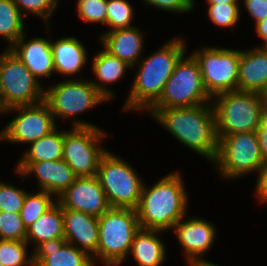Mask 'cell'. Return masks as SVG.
<instances>
[{
    "label": "cell",
    "instance_id": "ffe728a7",
    "mask_svg": "<svg viewBox=\"0 0 267 266\" xmlns=\"http://www.w3.org/2000/svg\"><path fill=\"white\" fill-rule=\"evenodd\" d=\"M267 83V47L240 53L237 90L260 93Z\"/></svg>",
    "mask_w": 267,
    "mask_h": 266
},
{
    "label": "cell",
    "instance_id": "7a4b0ae2",
    "mask_svg": "<svg viewBox=\"0 0 267 266\" xmlns=\"http://www.w3.org/2000/svg\"><path fill=\"white\" fill-rule=\"evenodd\" d=\"M179 172L164 176L151 188L143 184L136 213L141 229L166 231L187 214L188 194Z\"/></svg>",
    "mask_w": 267,
    "mask_h": 266
},
{
    "label": "cell",
    "instance_id": "d590c367",
    "mask_svg": "<svg viewBox=\"0 0 267 266\" xmlns=\"http://www.w3.org/2000/svg\"><path fill=\"white\" fill-rule=\"evenodd\" d=\"M148 5L165 11L185 13L190 12L194 8V0H143Z\"/></svg>",
    "mask_w": 267,
    "mask_h": 266
},
{
    "label": "cell",
    "instance_id": "b9f144b4",
    "mask_svg": "<svg viewBox=\"0 0 267 266\" xmlns=\"http://www.w3.org/2000/svg\"><path fill=\"white\" fill-rule=\"evenodd\" d=\"M239 0H207L208 4H219V3H238Z\"/></svg>",
    "mask_w": 267,
    "mask_h": 266
},
{
    "label": "cell",
    "instance_id": "4fadbf2b",
    "mask_svg": "<svg viewBox=\"0 0 267 266\" xmlns=\"http://www.w3.org/2000/svg\"><path fill=\"white\" fill-rule=\"evenodd\" d=\"M9 111H17L19 114L0 131V140L30 144L56 128L54 116L44 100L33 105L5 110Z\"/></svg>",
    "mask_w": 267,
    "mask_h": 266
},
{
    "label": "cell",
    "instance_id": "9c48e42d",
    "mask_svg": "<svg viewBox=\"0 0 267 266\" xmlns=\"http://www.w3.org/2000/svg\"><path fill=\"white\" fill-rule=\"evenodd\" d=\"M71 131L64 130L63 160L78 176H95L107 152L99 142L107 133L84 121H74Z\"/></svg>",
    "mask_w": 267,
    "mask_h": 266
},
{
    "label": "cell",
    "instance_id": "ac0fdd59",
    "mask_svg": "<svg viewBox=\"0 0 267 266\" xmlns=\"http://www.w3.org/2000/svg\"><path fill=\"white\" fill-rule=\"evenodd\" d=\"M184 219L176 223L174 232L184 248L188 262L201 259L213 245L216 236L215 227L211 222L201 218Z\"/></svg>",
    "mask_w": 267,
    "mask_h": 266
},
{
    "label": "cell",
    "instance_id": "f35d334b",
    "mask_svg": "<svg viewBox=\"0 0 267 266\" xmlns=\"http://www.w3.org/2000/svg\"><path fill=\"white\" fill-rule=\"evenodd\" d=\"M256 193L259 201L267 202V166L264 167L258 175Z\"/></svg>",
    "mask_w": 267,
    "mask_h": 266
},
{
    "label": "cell",
    "instance_id": "4dcf8cb0",
    "mask_svg": "<svg viewBox=\"0 0 267 266\" xmlns=\"http://www.w3.org/2000/svg\"><path fill=\"white\" fill-rule=\"evenodd\" d=\"M0 239L26 241V227L19 213L0 211Z\"/></svg>",
    "mask_w": 267,
    "mask_h": 266
},
{
    "label": "cell",
    "instance_id": "52a82bcc",
    "mask_svg": "<svg viewBox=\"0 0 267 266\" xmlns=\"http://www.w3.org/2000/svg\"><path fill=\"white\" fill-rule=\"evenodd\" d=\"M96 176L111 208H137L145 183L130 164L107 151Z\"/></svg>",
    "mask_w": 267,
    "mask_h": 266
},
{
    "label": "cell",
    "instance_id": "484cf974",
    "mask_svg": "<svg viewBox=\"0 0 267 266\" xmlns=\"http://www.w3.org/2000/svg\"><path fill=\"white\" fill-rule=\"evenodd\" d=\"M23 17L13 0H0V36L9 40V48L25 34Z\"/></svg>",
    "mask_w": 267,
    "mask_h": 266
},
{
    "label": "cell",
    "instance_id": "7c38bea8",
    "mask_svg": "<svg viewBox=\"0 0 267 266\" xmlns=\"http://www.w3.org/2000/svg\"><path fill=\"white\" fill-rule=\"evenodd\" d=\"M240 53V50L203 47L191 54L199 65L204 87L211 98L237 90Z\"/></svg>",
    "mask_w": 267,
    "mask_h": 266
},
{
    "label": "cell",
    "instance_id": "e0dca14e",
    "mask_svg": "<svg viewBox=\"0 0 267 266\" xmlns=\"http://www.w3.org/2000/svg\"><path fill=\"white\" fill-rule=\"evenodd\" d=\"M32 252L34 266H94L93 258L65 241L55 238L35 246Z\"/></svg>",
    "mask_w": 267,
    "mask_h": 266
},
{
    "label": "cell",
    "instance_id": "8992f818",
    "mask_svg": "<svg viewBox=\"0 0 267 266\" xmlns=\"http://www.w3.org/2000/svg\"><path fill=\"white\" fill-rule=\"evenodd\" d=\"M114 93L103 83L88 80H65L44 91V101L54 118H72L97 104L112 99Z\"/></svg>",
    "mask_w": 267,
    "mask_h": 266
},
{
    "label": "cell",
    "instance_id": "f6af8a7d",
    "mask_svg": "<svg viewBox=\"0 0 267 266\" xmlns=\"http://www.w3.org/2000/svg\"><path fill=\"white\" fill-rule=\"evenodd\" d=\"M1 112H5V109L0 105V114H1Z\"/></svg>",
    "mask_w": 267,
    "mask_h": 266
},
{
    "label": "cell",
    "instance_id": "d6986e66",
    "mask_svg": "<svg viewBox=\"0 0 267 266\" xmlns=\"http://www.w3.org/2000/svg\"><path fill=\"white\" fill-rule=\"evenodd\" d=\"M23 34L10 49L26 65L30 72L39 80V77H48L55 72L51 50V41L44 38L27 40Z\"/></svg>",
    "mask_w": 267,
    "mask_h": 266
},
{
    "label": "cell",
    "instance_id": "d6a6232c",
    "mask_svg": "<svg viewBox=\"0 0 267 266\" xmlns=\"http://www.w3.org/2000/svg\"><path fill=\"white\" fill-rule=\"evenodd\" d=\"M107 0H78V16L84 22L107 23Z\"/></svg>",
    "mask_w": 267,
    "mask_h": 266
},
{
    "label": "cell",
    "instance_id": "44dd1931",
    "mask_svg": "<svg viewBox=\"0 0 267 266\" xmlns=\"http://www.w3.org/2000/svg\"><path fill=\"white\" fill-rule=\"evenodd\" d=\"M100 39L105 51L121 59L131 68L141 58L143 34L134 26L107 31Z\"/></svg>",
    "mask_w": 267,
    "mask_h": 266
},
{
    "label": "cell",
    "instance_id": "30bf717a",
    "mask_svg": "<svg viewBox=\"0 0 267 266\" xmlns=\"http://www.w3.org/2000/svg\"><path fill=\"white\" fill-rule=\"evenodd\" d=\"M214 162L215 167L217 165L220 170L218 173L228 180L254 171L259 173L264 165L256 131L222 137Z\"/></svg>",
    "mask_w": 267,
    "mask_h": 266
},
{
    "label": "cell",
    "instance_id": "ab89813d",
    "mask_svg": "<svg viewBox=\"0 0 267 266\" xmlns=\"http://www.w3.org/2000/svg\"><path fill=\"white\" fill-rule=\"evenodd\" d=\"M257 35L264 40L263 47H267V17L255 24Z\"/></svg>",
    "mask_w": 267,
    "mask_h": 266
},
{
    "label": "cell",
    "instance_id": "4316f807",
    "mask_svg": "<svg viewBox=\"0 0 267 266\" xmlns=\"http://www.w3.org/2000/svg\"><path fill=\"white\" fill-rule=\"evenodd\" d=\"M126 68H131L121 59L110 55L107 51L98 52L92 63V70L101 82L112 84L124 75Z\"/></svg>",
    "mask_w": 267,
    "mask_h": 266
},
{
    "label": "cell",
    "instance_id": "603a6c76",
    "mask_svg": "<svg viewBox=\"0 0 267 266\" xmlns=\"http://www.w3.org/2000/svg\"><path fill=\"white\" fill-rule=\"evenodd\" d=\"M162 231L141 229L135 234L130 255L139 266H160L166 256V249L161 238Z\"/></svg>",
    "mask_w": 267,
    "mask_h": 266
},
{
    "label": "cell",
    "instance_id": "83f0119b",
    "mask_svg": "<svg viewBox=\"0 0 267 266\" xmlns=\"http://www.w3.org/2000/svg\"><path fill=\"white\" fill-rule=\"evenodd\" d=\"M52 196V194L42 190L35 194L26 193L23 206L19 212L26 228L57 202L52 199Z\"/></svg>",
    "mask_w": 267,
    "mask_h": 266
},
{
    "label": "cell",
    "instance_id": "bcb514c9",
    "mask_svg": "<svg viewBox=\"0 0 267 266\" xmlns=\"http://www.w3.org/2000/svg\"><path fill=\"white\" fill-rule=\"evenodd\" d=\"M264 115L267 117V107H265Z\"/></svg>",
    "mask_w": 267,
    "mask_h": 266
},
{
    "label": "cell",
    "instance_id": "d4e9b609",
    "mask_svg": "<svg viewBox=\"0 0 267 266\" xmlns=\"http://www.w3.org/2000/svg\"><path fill=\"white\" fill-rule=\"evenodd\" d=\"M55 128L34 141L19 162L57 161L63 159L64 131Z\"/></svg>",
    "mask_w": 267,
    "mask_h": 266
},
{
    "label": "cell",
    "instance_id": "f1b7e54d",
    "mask_svg": "<svg viewBox=\"0 0 267 266\" xmlns=\"http://www.w3.org/2000/svg\"><path fill=\"white\" fill-rule=\"evenodd\" d=\"M27 242L0 239V263L3 266H34L32 255L27 258Z\"/></svg>",
    "mask_w": 267,
    "mask_h": 266
},
{
    "label": "cell",
    "instance_id": "74e56055",
    "mask_svg": "<svg viewBox=\"0 0 267 266\" xmlns=\"http://www.w3.org/2000/svg\"><path fill=\"white\" fill-rule=\"evenodd\" d=\"M264 167L267 166V117L264 115L256 130Z\"/></svg>",
    "mask_w": 267,
    "mask_h": 266
},
{
    "label": "cell",
    "instance_id": "5bb4252c",
    "mask_svg": "<svg viewBox=\"0 0 267 266\" xmlns=\"http://www.w3.org/2000/svg\"><path fill=\"white\" fill-rule=\"evenodd\" d=\"M61 207L99 218L111 208L97 176L77 177L56 200Z\"/></svg>",
    "mask_w": 267,
    "mask_h": 266
},
{
    "label": "cell",
    "instance_id": "8fae6325",
    "mask_svg": "<svg viewBox=\"0 0 267 266\" xmlns=\"http://www.w3.org/2000/svg\"><path fill=\"white\" fill-rule=\"evenodd\" d=\"M0 81L5 110L44 100L39 80L10 48L0 55Z\"/></svg>",
    "mask_w": 267,
    "mask_h": 266
},
{
    "label": "cell",
    "instance_id": "836d02e7",
    "mask_svg": "<svg viewBox=\"0 0 267 266\" xmlns=\"http://www.w3.org/2000/svg\"><path fill=\"white\" fill-rule=\"evenodd\" d=\"M26 191L0 181V211L19 213Z\"/></svg>",
    "mask_w": 267,
    "mask_h": 266
},
{
    "label": "cell",
    "instance_id": "2e32d148",
    "mask_svg": "<svg viewBox=\"0 0 267 266\" xmlns=\"http://www.w3.org/2000/svg\"><path fill=\"white\" fill-rule=\"evenodd\" d=\"M63 224L65 241L73 246L76 243L75 247L87 252L95 264L98 249V218L81 211L63 208Z\"/></svg>",
    "mask_w": 267,
    "mask_h": 266
},
{
    "label": "cell",
    "instance_id": "f546056e",
    "mask_svg": "<svg viewBox=\"0 0 267 266\" xmlns=\"http://www.w3.org/2000/svg\"><path fill=\"white\" fill-rule=\"evenodd\" d=\"M107 23L106 25L114 31L132 27L133 8L127 0H107Z\"/></svg>",
    "mask_w": 267,
    "mask_h": 266
},
{
    "label": "cell",
    "instance_id": "ee69618b",
    "mask_svg": "<svg viewBox=\"0 0 267 266\" xmlns=\"http://www.w3.org/2000/svg\"><path fill=\"white\" fill-rule=\"evenodd\" d=\"M0 105L3 107V95H2L1 81H0Z\"/></svg>",
    "mask_w": 267,
    "mask_h": 266
},
{
    "label": "cell",
    "instance_id": "60d3db41",
    "mask_svg": "<svg viewBox=\"0 0 267 266\" xmlns=\"http://www.w3.org/2000/svg\"><path fill=\"white\" fill-rule=\"evenodd\" d=\"M189 266H219L214 263H210L206 259L192 260L188 262Z\"/></svg>",
    "mask_w": 267,
    "mask_h": 266
},
{
    "label": "cell",
    "instance_id": "7402d4cb",
    "mask_svg": "<svg viewBox=\"0 0 267 266\" xmlns=\"http://www.w3.org/2000/svg\"><path fill=\"white\" fill-rule=\"evenodd\" d=\"M51 50L54 70L60 74H76L87 63L86 49L75 37H65L51 42Z\"/></svg>",
    "mask_w": 267,
    "mask_h": 266
},
{
    "label": "cell",
    "instance_id": "8d00e7d4",
    "mask_svg": "<svg viewBox=\"0 0 267 266\" xmlns=\"http://www.w3.org/2000/svg\"><path fill=\"white\" fill-rule=\"evenodd\" d=\"M244 6L255 24L267 17V0H244Z\"/></svg>",
    "mask_w": 267,
    "mask_h": 266
},
{
    "label": "cell",
    "instance_id": "9a60e30c",
    "mask_svg": "<svg viewBox=\"0 0 267 266\" xmlns=\"http://www.w3.org/2000/svg\"><path fill=\"white\" fill-rule=\"evenodd\" d=\"M16 172L22 176L34 174L40 190L58 197L70 187L78 177L62 159L57 161L18 162Z\"/></svg>",
    "mask_w": 267,
    "mask_h": 266
},
{
    "label": "cell",
    "instance_id": "5b68a950",
    "mask_svg": "<svg viewBox=\"0 0 267 266\" xmlns=\"http://www.w3.org/2000/svg\"><path fill=\"white\" fill-rule=\"evenodd\" d=\"M97 259L105 266H118L128 256L140 224L135 209L110 208L98 218Z\"/></svg>",
    "mask_w": 267,
    "mask_h": 266
},
{
    "label": "cell",
    "instance_id": "1f68e13d",
    "mask_svg": "<svg viewBox=\"0 0 267 266\" xmlns=\"http://www.w3.org/2000/svg\"><path fill=\"white\" fill-rule=\"evenodd\" d=\"M208 16L217 26L233 27L239 21L240 10L238 3H217L208 6Z\"/></svg>",
    "mask_w": 267,
    "mask_h": 266
},
{
    "label": "cell",
    "instance_id": "6da1fadb",
    "mask_svg": "<svg viewBox=\"0 0 267 266\" xmlns=\"http://www.w3.org/2000/svg\"><path fill=\"white\" fill-rule=\"evenodd\" d=\"M149 112L179 142L214 163L219 139L214 108L210 103L191 107L150 108Z\"/></svg>",
    "mask_w": 267,
    "mask_h": 266
},
{
    "label": "cell",
    "instance_id": "e575fe53",
    "mask_svg": "<svg viewBox=\"0 0 267 266\" xmlns=\"http://www.w3.org/2000/svg\"><path fill=\"white\" fill-rule=\"evenodd\" d=\"M14 4L19 9L23 16L31 12L34 15H38L44 19V23L47 25L49 17H51L55 8H57V0H13ZM24 11V12H23ZM26 11V12H25Z\"/></svg>",
    "mask_w": 267,
    "mask_h": 266
},
{
    "label": "cell",
    "instance_id": "3957f363",
    "mask_svg": "<svg viewBox=\"0 0 267 266\" xmlns=\"http://www.w3.org/2000/svg\"><path fill=\"white\" fill-rule=\"evenodd\" d=\"M186 54L183 39L175 37L149 57L140 59L139 71L124 103L123 110L148 111L161 97L176 63Z\"/></svg>",
    "mask_w": 267,
    "mask_h": 266
},
{
    "label": "cell",
    "instance_id": "277c9868",
    "mask_svg": "<svg viewBox=\"0 0 267 266\" xmlns=\"http://www.w3.org/2000/svg\"><path fill=\"white\" fill-rule=\"evenodd\" d=\"M214 108L217 136L255 132L264 116L265 105L260 93L230 91L216 95Z\"/></svg>",
    "mask_w": 267,
    "mask_h": 266
},
{
    "label": "cell",
    "instance_id": "cb8c5ba5",
    "mask_svg": "<svg viewBox=\"0 0 267 266\" xmlns=\"http://www.w3.org/2000/svg\"><path fill=\"white\" fill-rule=\"evenodd\" d=\"M55 238H64L63 207L58 202L26 228L27 243L37 246Z\"/></svg>",
    "mask_w": 267,
    "mask_h": 266
},
{
    "label": "cell",
    "instance_id": "ba28073f",
    "mask_svg": "<svg viewBox=\"0 0 267 266\" xmlns=\"http://www.w3.org/2000/svg\"><path fill=\"white\" fill-rule=\"evenodd\" d=\"M185 55L176 63L160 99L151 108L191 107L213 102L204 87L197 61L192 55L187 58Z\"/></svg>",
    "mask_w": 267,
    "mask_h": 266
},
{
    "label": "cell",
    "instance_id": "7bdbcfd3",
    "mask_svg": "<svg viewBox=\"0 0 267 266\" xmlns=\"http://www.w3.org/2000/svg\"><path fill=\"white\" fill-rule=\"evenodd\" d=\"M262 101L264 102L265 107H267V83L264 89L260 92Z\"/></svg>",
    "mask_w": 267,
    "mask_h": 266
}]
</instances>
